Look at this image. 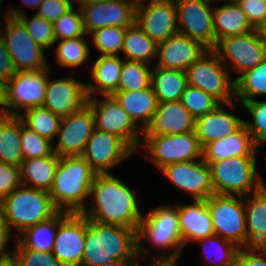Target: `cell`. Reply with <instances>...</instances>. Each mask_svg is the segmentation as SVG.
<instances>
[{
	"label": "cell",
	"instance_id": "obj_3",
	"mask_svg": "<svg viewBox=\"0 0 266 266\" xmlns=\"http://www.w3.org/2000/svg\"><path fill=\"white\" fill-rule=\"evenodd\" d=\"M96 172L82 156L59 157L49 194L59 211L81 213Z\"/></svg>",
	"mask_w": 266,
	"mask_h": 266
},
{
	"label": "cell",
	"instance_id": "obj_22",
	"mask_svg": "<svg viewBox=\"0 0 266 266\" xmlns=\"http://www.w3.org/2000/svg\"><path fill=\"white\" fill-rule=\"evenodd\" d=\"M208 49L199 41L177 33L157 44V63L166 69L186 71Z\"/></svg>",
	"mask_w": 266,
	"mask_h": 266
},
{
	"label": "cell",
	"instance_id": "obj_51",
	"mask_svg": "<svg viewBox=\"0 0 266 266\" xmlns=\"http://www.w3.org/2000/svg\"><path fill=\"white\" fill-rule=\"evenodd\" d=\"M236 266H266V247L240 248Z\"/></svg>",
	"mask_w": 266,
	"mask_h": 266
},
{
	"label": "cell",
	"instance_id": "obj_18",
	"mask_svg": "<svg viewBox=\"0 0 266 266\" xmlns=\"http://www.w3.org/2000/svg\"><path fill=\"white\" fill-rule=\"evenodd\" d=\"M134 153L118 136L95 128L82 157L97 174H105Z\"/></svg>",
	"mask_w": 266,
	"mask_h": 266
},
{
	"label": "cell",
	"instance_id": "obj_58",
	"mask_svg": "<svg viewBox=\"0 0 266 266\" xmlns=\"http://www.w3.org/2000/svg\"><path fill=\"white\" fill-rule=\"evenodd\" d=\"M140 260L137 259L136 262H122V261H115L109 262L107 264H103L102 266H140Z\"/></svg>",
	"mask_w": 266,
	"mask_h": 266
},
{
	"label": "cell",
	"instance_id": "obj_19",
	"mask_svg": "<svg viewBox=\"0 0 266 266\" xmlns=\"http://www.w3.org/2000/svg\"><path fill=\"white\" fill-rule=\"evenodd\" d=\"M94 129V114L88 105L76 113L62 117L56 136L59 139L53 147L54 153L59 157L82 156Z\"/></svg>",
	"mask_w": 266,
	"mask_h": 266
},
{
	"label": "cell",
	"instance_id": "obj_57",
	"mask_svg": "<svg viewBox=\"0 0 266 266\" xmlns=\"http://www.w3.org/2000/svg\"><path fill=\"white\" fill-rule=\"evenodd\" d=\"M260 41L266 46V20L263 21L256 29Z\"/></svg>",
	"mask_w": 266,
	"mask_h": 266
},
{
	"label": "cell",
	"instance_id": "obj_13",
	"mask_svg": "<svg viewBox=\"0 0 266 266\" xmlns=\"http://www.w3.org/2000/svg\"><path fill=\"white\" fill-rule=\"evenodd\" d=\"M213 50L228 71L233 68L239 72V76L255 68L266 58V46L260 41L255 29L246 34L224 37L217 42ZM227 62L232 67H228Z\"/></svg>",
	"mask_w": 266,
	"mask_h": 266
},
{
	"label": "cell",
	"instance_id": "obj_25",
	"mask_svg": "<svg viewBox=\"0 0 266 266\" xmlns=\"http://www.w3.org/2000/svg\"><path fill=\"white\" fill-rule=\"evenodd\" d=\"M176 207L183 246L215 234L206 200H193L192 204Z\"/></svg>",
	"mask_w": 266,
	"mask_h": 266
},
{
	"label": "cell",
	"instance_id": "obj_24",
	"mask_svg": "<svg viewBox=\"0 0 266 266\" xmlns=\"http://www.w3.org/2000/svg\"><path fill=\"white\" fill-rule=\"evenodd\" d=\"M234 102L220 103L213 111L195 119L194 131L202 147L211 141L233 134L244 125L245 120L224 109L225 105L235 109Z\"/></svg>",
	"mask_w": 266,
	"mask_h": 266
},
{
	"label": "cell",
	"instance_id": "obj_37",
	"mask_svg": "<svg viewBox=\"0 0 266 266\" xmlns=\"http://www.w3.org/2000/svg\"><path fill=\"white\" fill-rule=\"evenodd\" d=\"M19 117L25 126L53 142L56 138L61 117L51 112L49 109L39 106L25 110ZM54 138V139H53Z\"/></svg>",
	"mask_w": 266,
	"mask_h": 266
},
{
	"label": "cell",
	"instance_id": "obj_49",
	"mask_svg": "<svg viewBox=\"0 0 266 266\" xmlns=\"http://www.w3.org/2000/svg\"><path fill=\"white\" fill-rule=\"evenodd\" d=\"M73 5L74 0H43L36 14L53 23Z\"/></svg>",
	"mask_w": 266,
	"mask_h": 266
},
{
	"label": "cell",
	"instance_id": "obj_32",
	"mask_svg": "<svg viewBox=\"0 0 266 266\" xmlns=\"http://www.w3.org/2000/svg\"><path fill=\"white\" fill-rule=\"evenodd\" d=\"M187 86L185 71L155 66L151 70V87L158 103L180 101Z\"/></svg>",
	"mask_w": 266,
	"mask_h": 266
},
{
	"label": "cell",
	"instance_id": "obj_48",
	"mask_svg": "<svg viewBox=\"0 0 266 266\" xmlns=\"http://www.w3.org/2000/svg\"><path fill=\"white\" fill-rule=\"evenodd\" d=\"M18 186H23L19 167L0 162V201Z\"/></svg>",
	"mask_w": 266,
	"mask_h": 266
},
{
	"label": "cell",
	"instance_id": "obj_20",
	"mask_svg": "<svg viewBox=\"0 0 266 266\" xmlns=\"http://www.w3.org/2000/svg\"><path fill=\"white\" fill-rule=\"evenodd\" d=\"M136 2L133 0H106L81 5L86 34L107 26L127 28L135 23Z\"/></svg>",
	"mask_w": 266,
	"mask_h": 266
},
{
	"label": "cell",
	"instance_id": "obj_4",
	"mask_svg": "<svg viewBox=\"0 0 266 266\" xmlns=\"http://www.w3.org/2000/svg\"><path fill=\"white\" fill-rule=\"evenodd\" d=\"M0 209L7 221L9 230L25 229L50 219L59 210L54 206L49 192L27 186H18L0 201Z\"/></svg>",
	"mask_w": 266,
	"mask_h": 266
},
{
	"label": "cell",
	"instance_id": "obj_36",
	"mask_svg": "<svg viewBox=\"0 0 266 266\" xmlns=\"http://www.w3.org/2000/svg\"><path fill=\"white\" fill-rule=\"evenodd\" d=\"M256 95H266V58L235 78V98L241 104L254 100Z\"/></svg>",
	"mask_w": 266,
	"mask_h": 266
},
{
	"label": "cell",
	"instance_id": "obj_29",
	"mask_svg": "<svg viewBox=\"0 0 266 266\" xmlns=\"http://www.w3.org/2000/svg\"><path fill=\"white\" fill-rule=\"evenodd\" d=\"M247 247H266V184L244 196Z\"/></svg>",
	"mask_w": 266,
	"mask_h": 266
},
{
	"label": "cell",
	"instance_id": "obj_60",
	"mask_svg": "<svg viewBox=\"0 0 266 266\" xmlns=\"http://www.w3.org/2000/svg\"><path fill=\"white\" fill-rule=\"evenodd\" d=\"M76 2H78L79 4H77V6H81V5H87L90 3H96V2H104L106 0H74Z\"/></svg>",
	"mask_w": 266,
	"mask_h": 266
},
{
	"label": "cell",
	"instance_id": "obj_43",
	"mask_svg": "<svg viewBox=\"0 0 266 266\" xmlns=\"http://www.w3.org/2000/svg\"><path fill=\"white\" fill-rule=\"evenodd\" d=\"M77 7L76 10L73 5L58 20L53 22V31L56 41L87 36L83 26L81 9L79 6Z\"/></svg>",
	"mask_w": 266,
	"mask_h": 266
},
{
	"label": "cell",
	"instance_id": "obj_11",
	"mask_svg": "<svg viewBox=\"0 0 266 266\" xmlns=\"http://www.w3.org/2000/svg\"><path fill=\"white\" fill-rule=\"evenodd\" d=\"M5 24L0 29L9 54L17 71H38L50 67L46 52L29 35L26 26L19 18L2 16ZM4 27V28H3Z\"/></svg>",
	"mask_w": 266,
	"mask_h": 266
},
{
	"label": "cell",
	"instance_id": "obj_17",
	"mask_svg": "<svg viewBox=\"0 0 266 266\" xmlns=\"http://www.w3.org/2000/svg\"><path fill=\"white\" fill-rule=\"evenodd\" d=\"M160 171L172 185L190 194L192 200H206L214 194L211 169L203 158L172 163Z\"/></svg>",
	"mask_w": 266,
	"mask_h": 266
},
{
	"label": "cell",
	"instance_id": "obj_46",
	"mask_svg": "<svg viewBox=\"0 0 266 266\" xmlns=\"http://www.w3.org/2000/svg\"><path fill=\"white\" fill-rule=\"evenodd\" d=\"M252 116L253 122L244 121L248 132L257 146L266 142V101L251 100L242 103Z\"/></svg>",
	"mask_w": 266,
	"mask_h": 266
},
{
	"label": "cell",
	"instance_id": "obj_62",
	"mask_svg": "<svg viewBox=\"0 0 266 266\" xmlns=\"http://www.w3.org/2000/svg\"><path fill=\"white\" fill-rule=\"evenodd\" d=\"M133 1H135L136 3H139V2H142V1H145V0H133Z\"/></svg>",
	"mask_w": 266,
	"mask_h": 266
},
{
	"label": "cell",
	"instance_id": "obj_9",
	"mask_svg": "<svg viewBox=\"0 0 266 266\" xmlns=\"http://www.w3.org/2000/svg\"><path fill=\"white\" fill-rule=\"evenodd\" d=\"M206 203L214 233L235 243L239 248L247 247L244 197L214 193L206 199Z\"/></svg>",
	"mask_w": 266,
	"mask_h": 266
},
{
	"label": "cell",
	"instance_id": "obj_59",
	"mask_svg": "<svg viewBox=\"0 0 266 266\" xmlns=\"http://www.w3.org/2000/svg\"><path fill=\"white\" fill-rule=\"evenodd\" d=\"M42 2L43 0H22L24 6H29L30 8L32 9L34 8L35 10L36 8L37 9L39 8Z\"/></svg>",
	"mask_w": 266,
	"mask_h": 266
},
{
	"label": "cell",
	"instance_id": "obj_42",
	"mask_svg": "<svg viewBox=\"0 0 266 266\" xmlns=\"http://www.w3.org/2000/svg\"><path fill=\"white\" fill-rule=\"evenodd\" d=\"M125 29L122 27L107 26L91 32L93 47L101 55H119L123 48Z\"/></svg>",
	"mask_w": 266,
	"mask_h": 266
},
{
	"label": "cell",
	"instance_id": "obj_35",
	"mask_svg": "<svg viewBox=\"0 0 266 266\" xmlns=\"http://www.w3.org/2000/svg\"><path fill=\"white\" fill-rule=\"evenodd\" d=\"M122 52L125 60L149 65L157 58V44L134 23L125 29Z\"/></svg>",
	"mask_w": 266,
	"mask_h": 266
},
{
	"label": "cell",
	"instance_id": "obj_10",
	"mask_svg": "<svg viewBox=\"0 0 266 266\" xmlns=\"http://www.w3.org/2000/svg\"><path fill=\"white\" fill-rule=\"evenodd\" d=\"M102 97L104 98L100 99L95 95L88 98L87 105L94 114L95 128L118 136L134 152L140 150L143 131L133 122L113 95Z\"/></svg>",
	"mask_w": 266,
	"mask_h": 266
},
{
	"label": "cell",
	"instance_id": "obj_39",
	"mask_svg": "<svg viewBox=\"0 0 266 266\" xmlns=\"http://www.w3.org/2000/svg\"><path fill=\"white\" fill-rule=\"evenodd\" d=\"M87 40L84 37L79 38H69L56 41L57 45L55 50V57L58 65L61 67H69L72 72L85 64L88 59H90V49L87 44Z\"/></svg>",
	"mask_w": 266,
	"mask_h": 266
},
{
	"label": "cell",
	"instance_id": "obj_54",
	"mask_svg": "<svg viewBox=\"0 0 266 266\" xmlns=\"http://www.w3.org/2000/svg\"><path fill=\"white\" fill-rule=\"evenodd\" d=\"M180 254H159L156 260L152 261L147 266H178Z\"/></svg>",
	"mask_w": 266,
	"mask_h": 266
},
{
	"label": "cell",
	"instance_id": "obj_40",
	"mask_svg": "<svg viewBox=\"0 0 266 266\" xmlns=\"http://www.w3.org/2000/svg\"><path fill=\"white\" fill-rule=\"evenodd\" d=\"M196 242L201 243L206 260L214 263V266H236L237 255L240 248L235 243L216 234ZM207 248L208 250L214 251V257L213 253L211 255L210 250L208 251Z\"/></svg>",
	"mask_w": 266,
	"mask_h": 266
},
{
	"label": "cell",
	"instance_id": "obj_12",
	"mask_svg": "<svg viewBox=\"0 0 266 266\" xmlns=\"http://www.w3.org/2000/svg\"><path fill=\"white\" fill-rule=\"evenodd\" d=\"M47 82L48 68L17 71L6 83V115L19 116L22 110L43 106Z\"/></svg>",
	"mask_w": 266,
	"mask_h": 266
},
{
	"label": "cell",
	"instance_id": "obj_15",
	"mask_svg": "<svg viewBox=\"0 0 266 266\" xmlns=\"http://www.w3.org/2000/svg\"><path fill=\"white\" fill-rule=\"evenodd\" d=\"M135 23L156 43L178 33L177 8L174 0H150L136 4Z\"/></svg>",
	"mask_w": 266,
	"mask_h": 266
},
{
	"label": "cell",
	"instance_id": "obj_50",
	"mask_svg": "<svg viewBox=\"0 0 266 266\" xmlns=\"http://www.w3.org/2000/svg\"><path fill=\"white\" fill-rule=\"evenodd\" d=\"M238 5L254 29L266 20V0H240Z\"/></svg>",
	"mask_w": 266,
	"mask_h": 266
},
{
	"label": "cell",
	"instance_id": "obj_45",
	"mask_svg": "<svg viewBox=\"0 0 266 266\" xmlns=\"http://www.w3.org/2000/svg\"><path fill=\"white\" fill-rule=\"evenodd\" d=\"M21 149L23 160L50 156L54 153L52 141L41 137L24 125L21 119Z\"/></svg>",
	"mask_w": 266,
	"mask_h": 266
},
{
	"label": "cell",
	"instance_id": "obj_33",
	"mask_svg": "<svg viewBox=\"0 0 266 266\" xmlns=\"http://www.w3.org/2000/svg\"><path fill=\"white\" fill-rule=\"evenodd\" d=\"M21 118L4 115L0 119V162L18 166L23 161Z\"/></svg>",
	"mask_w": 266,
	"mask_h": 266
},
{
	"label": "cell",
	"instance_id": "obj_23",
	"mask_svg": "<svg viewBox=\"0 0 266 266\" xmlns=\"http://www.w3.org/2000/svg\"><path fill=\"white\" fill-rule=\"evenodd\" d=\"M195 129V118L180 101L158 103L151 123L143 135H172L191 132Z\"/></svg>",
	"mask_w": 266,
	"mask_h": 266
},
{
	"label": "cell",
	"instance_id": "obj_7",
	"mask_svg": "<svg viewBox=\"0 0 266 266\" xmlns=\"http://www.w3.org/2000/svg\"><path fill=\"white\" fill-rule=\"evenodd\" d=\"M187 85L199 88L219 103H230L235 98V79L213 49H208L187 69Z\"/></svg>",
	"mask_w": 266,
	"mask_h": 266
},
{
	"label": "cell",
	"instance_id": "obj_44",
	"mask_svg": "<svg viewBox=\"0 0 266 266\" xmlns=\"http://www.w3.org/2000/svg\"><path fill=\"white\" fill-rule=\"evenodd\" d=\"M180 102L195 119L213 111L220 104L211 95L190 85L186 86Z\"/></svg>",
	"mask_w": 266,
	"mask_h": 266
},
{
	"label": "cell",
	"instance_id": "obj_41",
	"mask_svg": "<svg viewBox=\"0 0 266 266\" xmlns=\"http://www.w3.org/2000/svg\"><path fill=\"white\" fill-rule=\"evenodd\" d=\"M151 85V69L148 64L125 60L122 65L118 91H138Z\"/></svg>",
	"mask_w": 266,
	"mask_h": 266
},
{
	"label": "cell",
	"instance_id": "obj_38",
	"mask_svg": "<svg viewBox=\"0 0 266 266\" xmlns=\"http://www.w3.org/2000/svg\"><path fill=\"white\" fill-rule=\"evenodd\" d=\"M7 16L19 18L27 28L32 39L44 50L52 48L55 45L56 39L53 31V23L45 20L43 17L35 14L29 19L25 10L21 7L11 8L5 12Z\"/></svg>",
	"mask_w": 266,
	"mask_h": 266
},
{
	"label": "cell",
	"instance_id": "obj_6",
	"mask_svg": "<svg viewBox=\"0 0 266 266\" xmlns=\"http://www.w3.org/2000/svg\"><path fill=\"white\" fill-rule=\"evenodd\" d=\"M209 166L215 194L244 197L266 184L256 170V156L232 157L211 162Z\"/></svg>",
	"mask_w": 266,
	"mask_h": 266
},
{
	"label": "cell",
	"instance_id": "obj_55",
	"mask_svg": "<svg viewBox=\"0 0 266 266\" xmlns=\"http://www.w3.org/2000/svg\"><path fill=\"white\" fill-rule=\"evenodd\" d=\"M6 83L0 80V113L6 115Z\"/></svg>",
	"mask_w": 266,
	"mask_h": 266
},
{
	"label": "cell",
	"instance_id": "obj_5",
	"mask_svg": "<svg viewBox=\"0 0 266 266\" xmlns=\"http://www.w3.org/2000/svg\"><path fill=\"white\" fill-rule=\"evenodd\" d=\"M147 240L152 246L169 253L161 251L159 254L182 253L183 246L181 232L179 229L178 209L173 205H160L144 215L137 231V255H149L150 251L142 243ZM175 249V250H173ZM173 250L172 252H170Z\"/></svg>",
	"mask_w": 266,
	"mask_h": 266
},
{
	"label": "cell",
	"instance_id": "obj_30",
	"mask_svg": "<svg viewBox=\"0 0 266 266\" xmlns=\"http://www.w3.org/2000/svg\"><path fill=\"white\" fill-rule=\"evenodd\" d=\"M58 162L59 156L55 153L23 160L18 165L23 185L49 192L54 182Z\"/></svg>",
	"mask_w": 266,
	"mask_h": 266
},
{
	"label": "cell",
	"instance_id": "obj_14",
	"mask_svg": "<svg viewBox=\"0 0 266 266\" xmlns=\"http://www.w3.org/2000/svg\"><path fill=\"white\" fill-rule=\"evenodd\" d=\"M178 33L199 41L207 49L216 47L211 0H174Z\"/></svg>",
	"mask_w": 266,
	"mask_h": 266
},
{
	"label": "cell",
	"instance_id": "obj_31",
	"mask_svg": "<svg viewBox=\"0 0 266 266\" xmlns=\"http://www.w3.org/2000/svg\"><path fill=\"white\" fill-rule=\"evenodd\" d=\"M213 28L216 45L224 37L242 35L254 30L238 3H225L214 8Z\"/></svg>",
	"mask_w": 266,
	"mask_h": 266
},
{
	"label": "cell",
	"instance_id": "obj_53",
	"mask_svg": "<svg viewBox=\"0 0 266 266\" xmlns=\"http://www.w3.org/2000/svg\"><path fill=\"white\" fill-rule=\"evenodd\" d=\"M11 235L12 233L9 230L7 221L5 220V217L3 216V213L0 209V257L13 253V249H11L10 252H6L7 250H5L9 243V240H11Z\"/></svg>",
	"mask_w": 266,
	"mask_h": 266
},
{
	"label": "cell",
	"instance_id": "obj_56",
	"mask_svg": "<svg viewBox=\"0 0 266 266\" xmlns=\"http://www.w3.org/2000/svg\"><path fill=\"white\" fill-rule=\"evenodd\" d=\"M0 266H20L14 253L0 257Z\"/></svg>",
	"mask_w": 266,
	"mask_h": 266
},
{
	"label": "cell",
	"instance_id": "obj_28",
	"mask_svg": "<svg viewBox=\"0 0 266 266\" xmlns=\"http://www.w3.org/2000/svg\"><path fill=\"white\" fill-rule=\"evenodd\" d=\"M124 59L120 55H99L91 67V77L96 84L86 83L88 98L100 95H113L118 91Z\"/></svg>",
	"mask_w": 266,
	"mask_h": 266
},
{
	"label": "cell",
	"instance_id": "obj_21",
	"mask_svg": "<svg viewBox=\"0 0 266 266\" xmlns=\"http://www.w3.org/2000/svg\"><path fill=\"white\" fill-rule=\"evenodd\" d=\"M51 73L50 66L43 107L62 118L76 113L87 105L86 82L76 80L75 75L51 80Z\"/></svg>",
	"mask_w": 266,
	"mask_h": 266
},
{
	"label": "cell",
	"instance_id": "obj_8",
	"mask_svg": "<svg viewBox=\"0 0 266 266\" xmlns=\"http://www.w3.org/2000/svg\"><path fill=\"white\" fill-rule=\"evenodd\" d=\"M140 149L146 148V159L161 170L166 165L199 160L203 158V147L195 131L172 135H143ZM199 158V159H198Z\"/></svg>",
	"mask_w": 266,
	"mask_h": 266
},
{
	"label": "cell",
	"instance_id": "obj_26",
	"mask_svg": "<svg viewBox=\"0 0 266 266\" xmlns=\"http://www.w3.org/2000/svg\"><path fill=\"white\" fill-rule=\"evenodd\" d=\"M257 148L252 135L243 125L233 134L206 144L203 147V160L210 164L232 157L257 156Z\"/></svg>",
	"mask_w": 266,
	"mask_h": 266
},
{
	"label": "cell",
	"instance_id": "obj_52",
	"mask_svg": "<svg viewBox=\"0 0 266 266\" xmlns=\"http://www.w3.org/2000/svg\"><path fill=\"white\" fill-rule=\"evenodd\" d=\"M17 73L6 43L0 34V80L8 83Z\"/></svg>",
	"mask_w": 266,
	"mask_h": 266
},
{
	"label": "cell",
	"instance_id": "obj_2",
	"mask_svg": "<svg viewBox=\"0 0 266 266\" xmlns=\"http://www.w3.org/2000/svg\"><path fill=\"white\" fill-rule=\"evenodd\" d=\"M137 232L86 218V239L81 266H102L109 262H136Z\"/></svg>",
	"mask_w": 266,
	"mask_h": 266
},
{
	"label": "cell",
	"instance_id": "obj_34",
	"mask_svg": "<svg viewBox=\"0 0 266 266\" xmlns=\"http://www.w3.org/2000/svg\"><path fill=\"white\" fill-rule=\"evenodd\" d=\"M65 211H58L53 217L42 221L35 226L25 229L16 239L31 250L51 252L54 247L55 235L60 218Z\"/></svg>",
	"mask_w": 266,
	"mask_h": 266
},
{
	"label": "cell",
	"instance_id": "obj_47",
	"mask_svg": "<svg viewBox=\"0 0 266 266\" xmlns=\"http://www.w3.org/2000/svg\"><path fill=\"white\" fill-rule=\"evenodd\" d=\"M13 253L20 266H63L51 252H42L25 248L17 239Z\"/></svg>",
	"mask_w": 266,
	"mask_h": 266
},
{
	"label": "cell",
	"instance_id": "obj_61",
	"mask_svg": "<svg viewBox=\"0 0 266 266\" xmlns=\"http://www.w3.org/2000/svg\"><path fill=\"white\" fill-rule=\"evenodd\" d=\"M216 1H219L222 3L224 1L225 3L236 4V3H239L240 0H216Z\"/></svg>",
	"mask_w": 266,
	"mask_h": 266
},
{
	"label": "cell",
	"instance_id": "obj_27",
	"mask_svg": "<svg viewBox=\"0 0 266 266\" xmlns=\"http://www.w3.org/2000/svg\"><path fill=\"white\" fill-rule=\"evenodd\" d=\"M133 122L144 131L157 110L158 100L151 85L138 91H117L113 94Z\"/></svg>",
	"mask_w": 266,
	"mask_h": 266
},
{
	"label": "cell",
	"instance_id": "obj_16",
	"mask_svg": "<svg viewBox=\"0 0 266 266\" xmlns=\"http://www.w3.org/2000/svg\"><path fill=\"white\" fill-rule=\"evenodd\" d=\"M86 239V217L66 212L55 235L52 253L63 266H81Z\"/></svg>",
	"mask_w": 266,
	"mask_h": 266
},
{
	"label": "cell",
	"instance_id": "obj_1",
	"mask_svg": "<svg viewBox=\"0 0 266 266\" xmlns=\"http://www.w3.org/2000/svg\"><path fill=\"white\" fill-rule=\"evenodd\" d=\"M89 197L91 206L81 212L87 219L138 231L144 216L140 198L121 179L110 173L96 174Z\"/></svg>",
	"mask_w": 266,
	"mask_h": 266
}]
</instances>
